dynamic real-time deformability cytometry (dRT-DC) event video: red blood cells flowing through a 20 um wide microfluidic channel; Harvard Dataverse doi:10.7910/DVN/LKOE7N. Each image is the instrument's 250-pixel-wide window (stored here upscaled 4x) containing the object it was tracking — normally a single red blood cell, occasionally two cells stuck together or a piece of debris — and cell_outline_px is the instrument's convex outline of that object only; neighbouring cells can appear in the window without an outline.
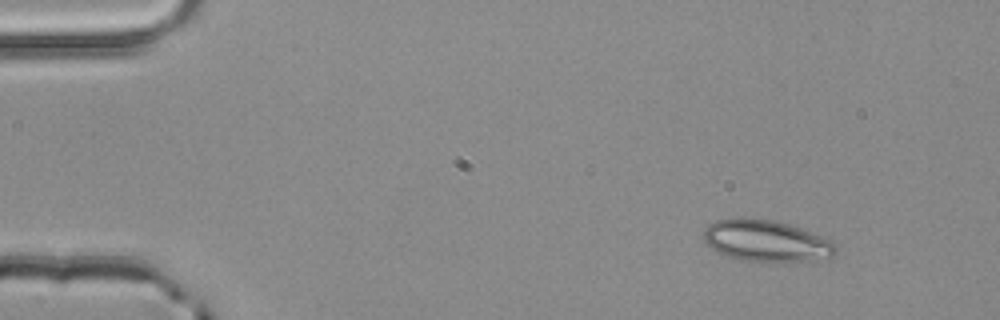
{"species": "common noctule bat (a hibernating species)", "species_latin": "Nyctalus noctula", "temperature_condition": "room temperature", "stored_images_in_passage": 4, "camera_frame_rate_fps": 3000, "um_per_image_px": 0.085, "animal": {"sex": "male", "body_mass_g": 20.4}, "frame": {"image": 1, "passage_image": 1, "time_ms": 0.0, "image_size_px": [1000, 320], "cell_outline_px": [[836, 252], [832, 256], [812, 260], [744, 260], [728, 256], [712, 248], [704, 240], [704, 228], [708, 224], [716, 220], [732, 216], [744, 216], [776, 220], [800, 228], [832, 240], [836, 248]], "centroid_in_image_um": [65.08, 20.41], "position_along_channel_um": 19.9, "area_um2": 31.73}}